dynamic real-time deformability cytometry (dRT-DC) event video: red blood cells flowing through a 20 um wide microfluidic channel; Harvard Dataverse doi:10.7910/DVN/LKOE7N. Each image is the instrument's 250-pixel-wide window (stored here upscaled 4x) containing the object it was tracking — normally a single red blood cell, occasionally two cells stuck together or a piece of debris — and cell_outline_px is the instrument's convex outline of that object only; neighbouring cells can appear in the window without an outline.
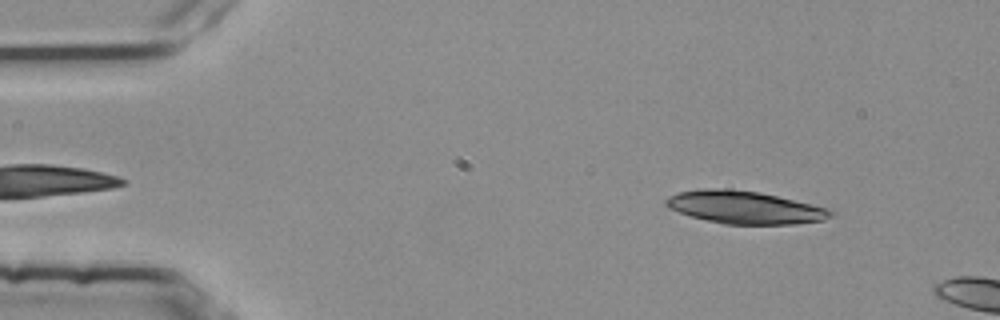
{"species": "common noctule bat (a hibernating species)", "species_latin": "Nyctalus noctula", "temperature_condition": "room temperature", "stored_images_in_passage": 11, "camera_frame_rate_fps": 3000, "um_per_image_px": 0.085, "animal": {"sex": "female", "body_mass_g": 25.1}, "frame": {"image": 1, "passage_image": 7, "time_ms": 2.0, "image_size_px": [1000, 320], "cell_outline_px": [[836, 212], [832, 216], [824, 220], [792, 224], [724, 224], [692, 216], [668, 208], [664, 204], [664, 200], [668, 196], [680, 192], [700, 188], [724, 188], [760, 192], [832, 208]], "centroid_in_image_um": [63.34, 17.61], "position_along_channel_um": 21.7, "area_um2": 31.62}}